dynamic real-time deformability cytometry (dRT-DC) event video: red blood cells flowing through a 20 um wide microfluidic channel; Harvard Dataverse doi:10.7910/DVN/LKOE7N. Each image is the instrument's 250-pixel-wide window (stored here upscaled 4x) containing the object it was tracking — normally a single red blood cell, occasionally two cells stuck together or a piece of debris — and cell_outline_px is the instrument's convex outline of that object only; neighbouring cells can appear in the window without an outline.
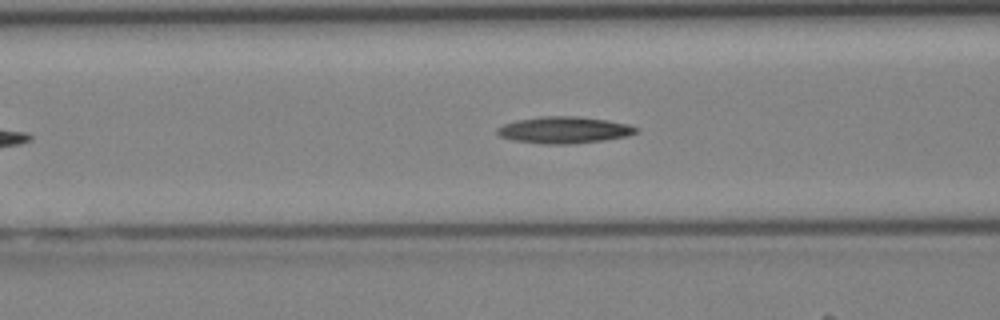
{"species": "Egyptian fruit bat (a non-hibernating species)", "species_latin": "Rousettus aegyptiacus", "temperature_condition": "cold", "stored_images_in_passage": 34, "camera_frame_rate_fps": 3000, "um_per_image_px": 0.085, "animal": {"sex": "female"}, "frame": {"image": 1, "passage_image": 10, "time_ms": 3.0, "image_size_px": [1000, 320], "cell_outline_px": [[640, 132], [628, 136], [604, 140], [568, 144], [544, 144], [512, 140], [500, 136], [496, 132], [496, 128], [504, 124], [516, 120], [540, 116], [576, 116], [608, 120], [628, 124], [640, 128]], "centroid_in_image_um": [47.98, 11.04], "position_along_channel_um": 118.6, "area_um2": 21.79}}
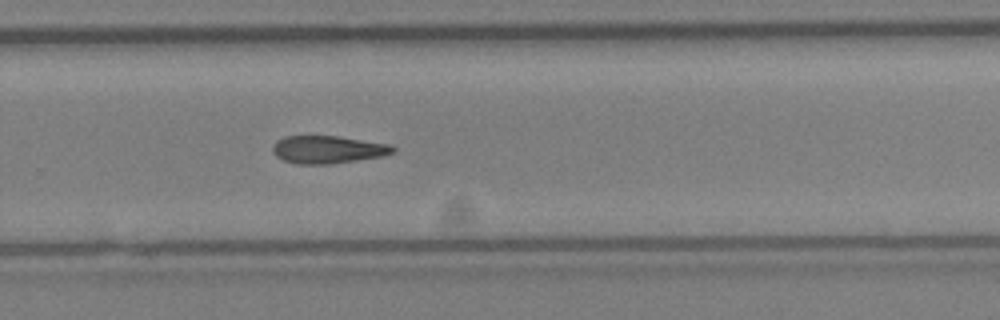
{"frame": {"image": 2, "passage_image": 21, "time_ms": 6.667, "image_size_px": [1000, 320], "cell_outline_px": [[396, 152], [380, 156], [332, 164], [296, 164], [284, 160], [276, 156], [272, 152], [272, 148], [276, 140], [284, 136], [336, 136], [392, 144], [396, 148]], "centroid_in_image_um": [27.86, 12.71], "position_along_channel_um": 301.9, "area_um2": 19.48}}
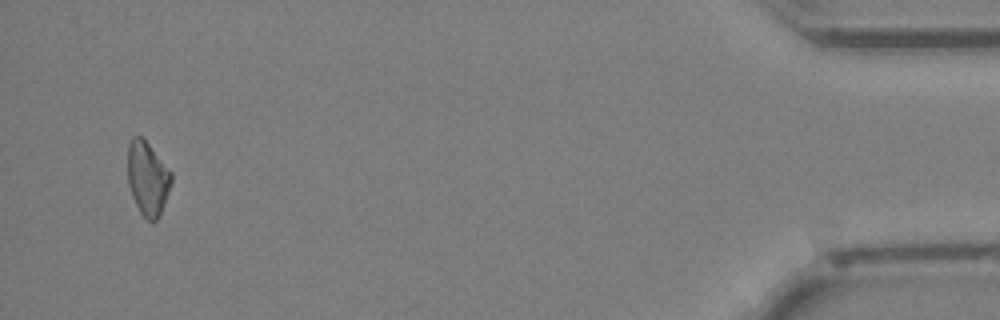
{"frame": {"image": 3, "passage_image": 33, "time_ms": 10.667, "image_size_px": [1000, 320], "cell_outline_px": [[172, 180], [168, 192], [160, 212], [156, 220], [148, 220], [140, 212], [132, 196], [128, 184], [128, 144], [132, 136], [140, 136], [148, 144], [172, 172]], "centroid_in_image_um": [12.53, 15.13], "position_along_channel_um": 422.7, "area_um2": 18.38}}